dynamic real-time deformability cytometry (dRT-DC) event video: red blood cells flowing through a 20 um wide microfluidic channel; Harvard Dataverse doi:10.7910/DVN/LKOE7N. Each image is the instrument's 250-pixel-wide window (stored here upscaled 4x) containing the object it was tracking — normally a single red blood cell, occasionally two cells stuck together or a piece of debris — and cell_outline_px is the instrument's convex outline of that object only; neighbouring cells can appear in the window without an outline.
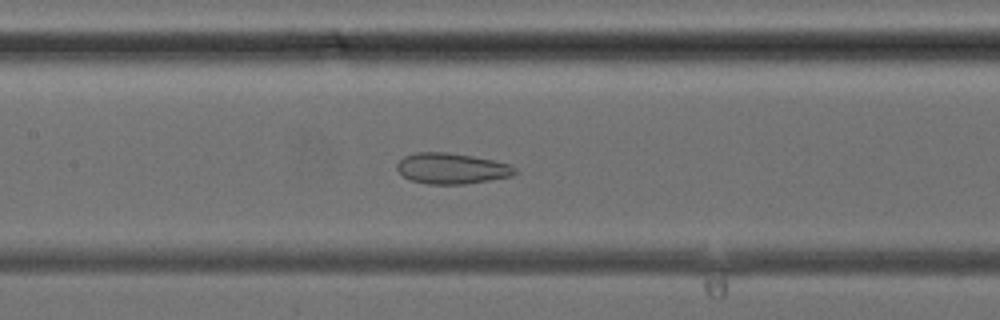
{"species": "common noctule bat (a hibernating species)", "species_latin": "Nyctalus noctula", "temperature_condition": "cold", "stored_images_in_passage": 42, "camera_frame_rate_fps": 3000, "um_per_image_px": 0.085, "animal": {"sex": "female", "body_mass_g": 24.6, "forearm_length_mm": 56.2}, "frame": {"image": 1, "passage_image": 20, "time_ms": 6.333, "image_size_px": [1000, 320], "cell_outline_px": [[516, 172], [512, 176], [464, 184], [428, 184], [412, 180], [404, 176], [396, 168], [396, 164], [404, 156], [416, 152], [448, 152], [472, 156], [492, 160], [508, 164], [516, 168]], "centroid_in_image_um": [38.37, 14.31], "position_along_channel_um": 169.0, "area_um2": 20.98}}
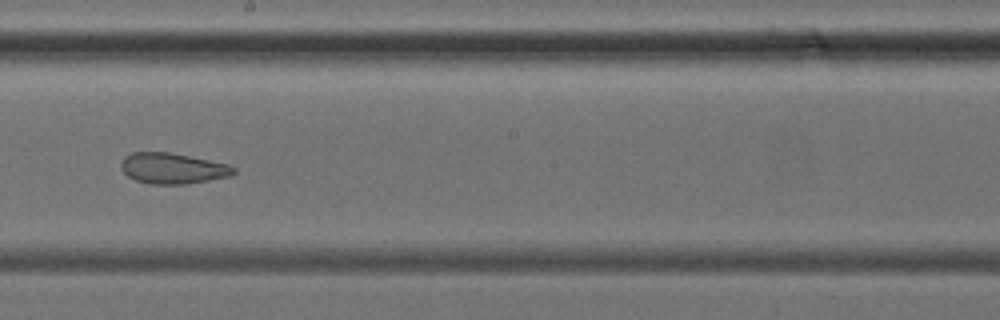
{"frame": {"image": 2, "passage_image": 24, "time_ms": 7.667, "image_size_px": [1000, 320], "cell_outline_px": [[236, 172], [232, 176], [188, 184], [152, 184], [136, 180], [128, 176], [120, 168], [120, 164], [124, 156], [132, 152], [168, 152], [228, 164], [236, 168]], "centroid_in_image_um": [14.68, 14.31], "position_along_channel_um": 233.5, "area_um2": 20.23}}
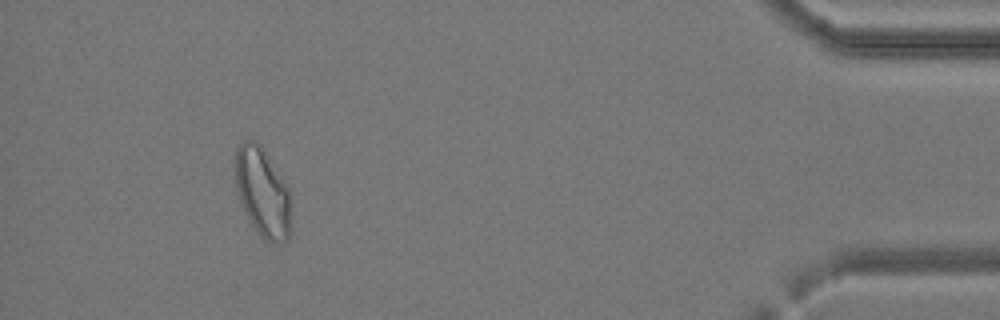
{"frame": {"image": 3, "passage_image": 39, "time_ms": 12.667, "image_size_px": [1000, 320], "cell_outline_px": [[292, 232], [288, 240], [264, 240], [256, 232], [240, 200], [236, 188], [232, 160], [236, 148], [244, 140], [256, 140], [260, 144], [288, 188], [292, 228]], "centroid_in_image_um": [22.28, 16.31], "position_along_channel_um": 412.9, "area_um2": 29.07}}